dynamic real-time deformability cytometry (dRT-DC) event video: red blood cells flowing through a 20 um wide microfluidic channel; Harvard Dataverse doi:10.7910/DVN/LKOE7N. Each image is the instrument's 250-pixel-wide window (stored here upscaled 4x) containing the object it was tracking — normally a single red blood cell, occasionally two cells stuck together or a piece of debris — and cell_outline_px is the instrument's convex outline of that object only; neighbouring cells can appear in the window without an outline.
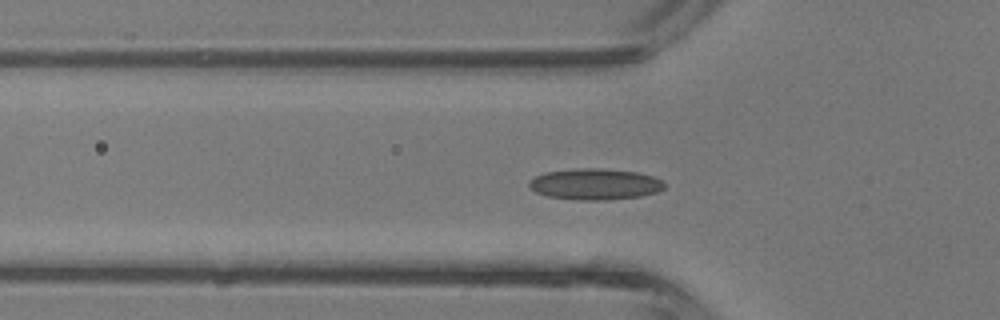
{"species": "common noctule bat (a hibernating species)", "species_latin": "Nyctalus noctula", "temperature_condition": "room temperature", "stored_images_in_passage": 42, "camera_frame_rate_fps": 3000, "um_per_image_px": 0.085, "animal": {"sex": "male", "body_mass_g": 13.3}, "frame": {"image": 1, "passage_image": 13, "time_ms": 4.0, "image_size_px": [1000, 320], "cell_outline_px": [[664, 188], [656, 192], [640, 196], [608, 200], [580, 200], [548, 196], [536, 192], [528, 184], [536, 176], [544, 172], [576, 168], [600, 168], [636, 172], [652, 176], [660, 180], [664, 184]], "centroid_in_image_um": [50.57, 15.65], "position_along_channel_um": 75.2, "area_um2": 24.33}}
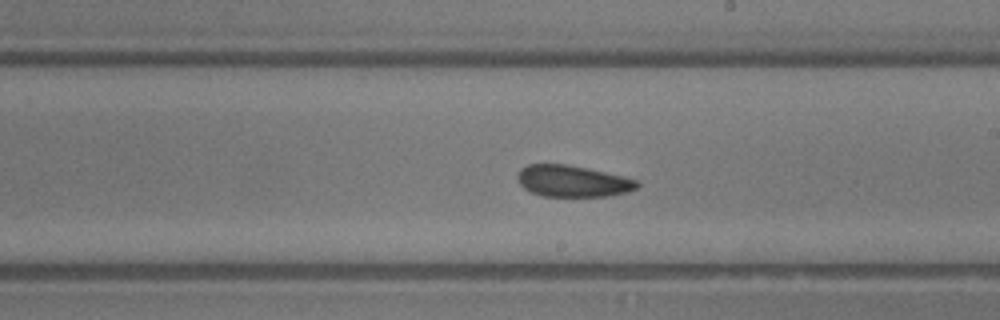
{"frame": {"image": 2, "passage_image": 23, "time_ms": 7.333, "image_size_px": [1000, 320], "cell_outline_px": [[640, 184], [636, 188], [628, 192], [608, 196], [544, 196], [532, 192], [524, 188], [520, 184], [516, 176], [520, 168], [528, 164], [568, 164], [624, 176], [636, 180]], "centroid_in_image_um": [48.66, 15.39], "position_along_channel_um": 240.3, "area_um2": 21.96}}
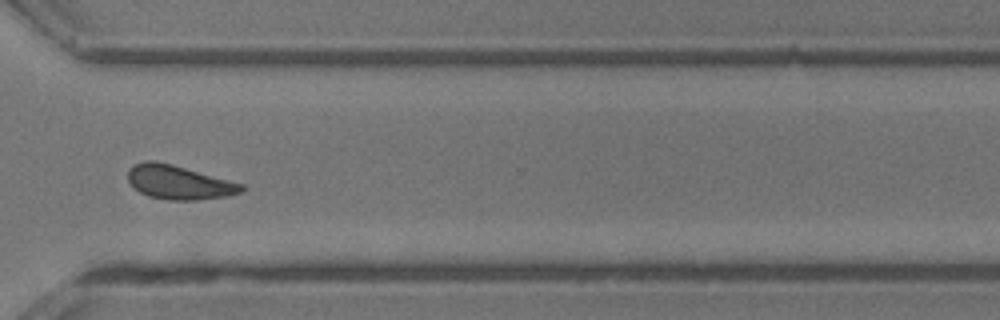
{"frame": {"image": 3, "passage_image": 30, "time_ms": 9.667, "image_size_px": [1000, 320], "cell_outline_px": [[248, 188], [240, 192], [228, 196], [200, 200], [168, 200], [148, 196], [140, 192], [128, 180], [128, 172], [136, 164], [144, 160], [156, 160], [172, 164], [244, 184]], "centroid_in_image_um": [15.25, 15.5], "position_along_channel_um": 355.3, "area_um2": 22.48}, "authors_computed_cell_mechanics": {"area_um2": 22.2819, "velocity_mm_per_s": 4.9379, "shape_relaxation_time_tau1_ms": null, "shape_relaxation_time_tau2_ms": 3.9849, "deformation_change_tau1": null, "deformation_change_tau2": 0.1338}}